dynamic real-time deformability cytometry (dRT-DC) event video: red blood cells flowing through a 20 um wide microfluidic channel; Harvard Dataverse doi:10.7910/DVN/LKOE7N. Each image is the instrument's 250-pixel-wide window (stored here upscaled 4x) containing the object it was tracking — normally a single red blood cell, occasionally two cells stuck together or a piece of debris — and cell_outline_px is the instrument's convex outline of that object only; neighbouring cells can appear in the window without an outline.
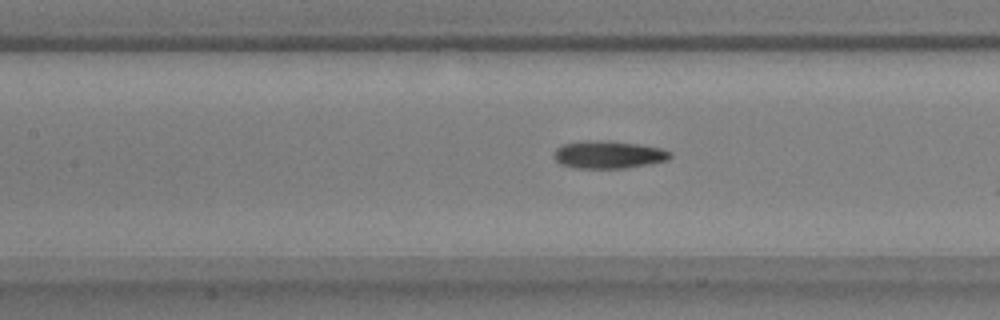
{"species": "common noctule bat (a hibernating species)", "species_latin": "Nyctalus noctula", "temperature_condition": "warm", "stored_images_in_passage": 13, "camera_frame_rate_fps": 3000, "um_per_image_px": 0.085, "animal": {"sex": "male", "body_mass_g": 17.9, "forearm_length_mm": 54.2}, "frame": {"image": 1, "passage_image": 10, "time_ms": 3.0, "image_size_px": [1000, 320], "cell_outline_px": [[672, 156], [668, 160], [648, 164], [624, 168], [576, 168], [560, 164], [552, 156], [552, 152], [560, 144], [584, 140], [608, 140], [640, 144], [664, 148], [672, 152]], "centroid_in_image_um": [51.7, 13.12], "position_along_channel_um": 155.7, "area_um2": 19.19}}